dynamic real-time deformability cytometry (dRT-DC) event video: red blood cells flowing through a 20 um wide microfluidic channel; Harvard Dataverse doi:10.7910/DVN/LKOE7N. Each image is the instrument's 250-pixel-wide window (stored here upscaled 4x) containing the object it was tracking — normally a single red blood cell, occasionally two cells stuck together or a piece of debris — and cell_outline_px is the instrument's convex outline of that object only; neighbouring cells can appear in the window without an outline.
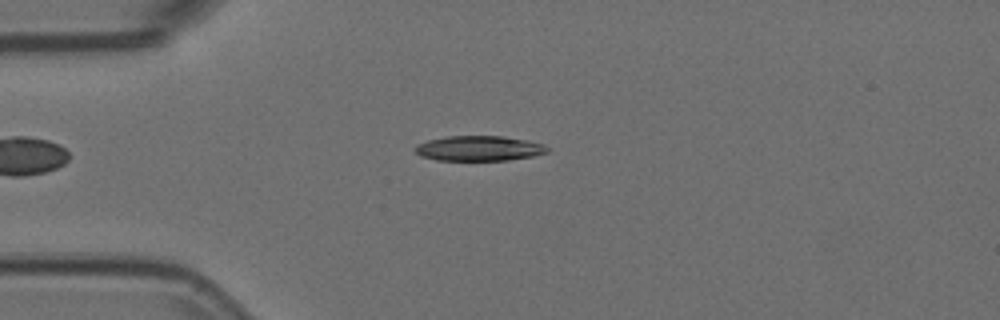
{"species": "Egyptian fruit bat (a non-hibernating species)", "species_latin": "Rousettus aegyptiacus", "temperature_condition": "room temperature", "stored_images_in_passage": 8, "camera_frame_rate_fps": 3000, "um_per_image_px": 0.085, "animal": {"sex": "female"}, "frame": {"image": 1, "passage_image": 3, "time_ms": 0.667, "image_size_px": [1000, 320], "cell_outline_px": [[548, 152], [532, 156], [508, 160], [436, 160], [420, 156], [412, 148], [416, 144], [428, 140], [448, 136], [504, 136], [528, 140], [544, 144], [548, 148]], "centroid_in_image_um": [40.69, 12.6], "position_along_channel_um": 44.3, "area_um2": 19.42}}
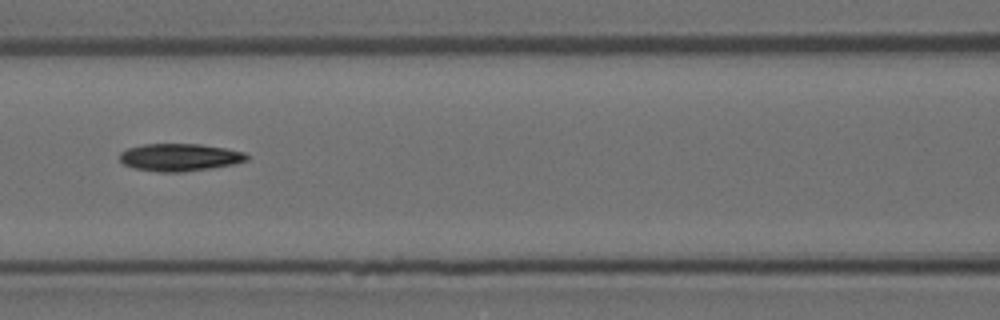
{"frame": {"image": 2, "passage_image": 6, "time_ms": 1.667, "image_size_px": [1000, 320], "cell_outline_px": [[248, 160], [232, 164], [212, 168], [180, 172], [160, 172], [136, 168], [124, 164], [120, 160], [120, 152], [128, 148], [144, 144], [200, 144], [224, 148], [244, 152], [248, 156]], "centroid_in_image_um": [15.27, 13.37], "position_along_channel_um": 151.3, "area_um2": 20.17}}
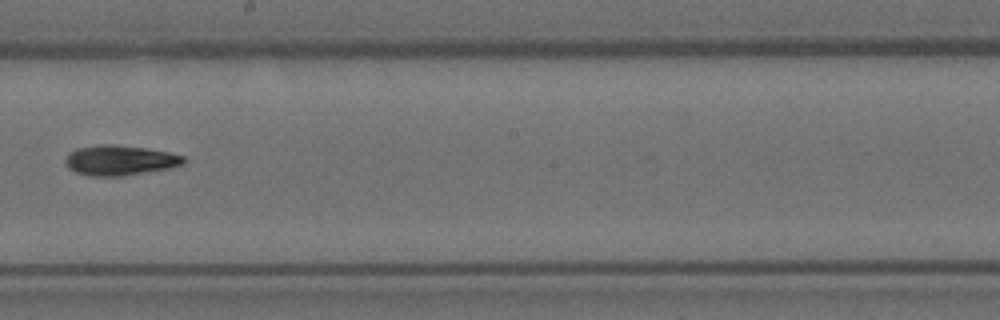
{"frame": {"image": 3, "passage_image": 8, "time_ms": 2.333, "image_size_px": [1000, 320], "cell_outline_px": [[188, 160], [184, 164], [168, 168], [124, 176], [88, 176], [76, 172], [68, 168], [64, 160], [68, 152], [76, 148], [100, 144], [112, 144], [144, 148], [168, 152], [184, 156]], "centroid_in_image_um": [10.16, 13.62], "position_along_channel_um": 238.0, "area_um2": 20.87}}